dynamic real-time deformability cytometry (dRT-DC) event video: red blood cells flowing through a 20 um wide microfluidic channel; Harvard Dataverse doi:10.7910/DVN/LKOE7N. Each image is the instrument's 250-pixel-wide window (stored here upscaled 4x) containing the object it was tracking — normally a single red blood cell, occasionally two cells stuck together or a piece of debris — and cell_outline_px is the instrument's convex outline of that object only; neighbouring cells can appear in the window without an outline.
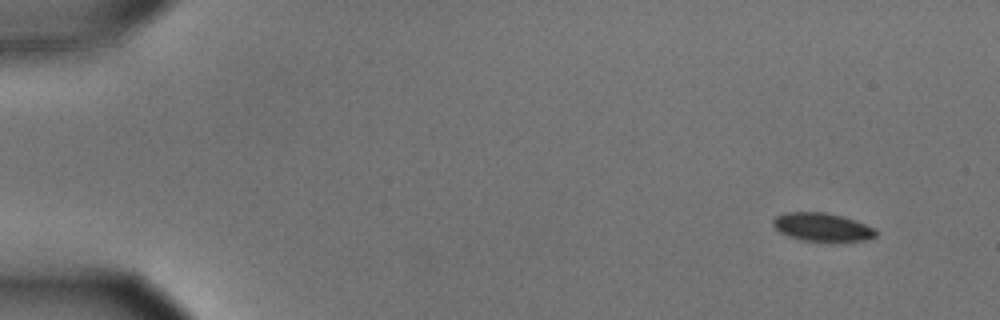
{"species": "common noctule bat (a hibernating species)", "species_latin": "Nyctalus noctula", "temperature_condition": "cold", "stored_images_in_passage": 54, "segment_of_instrument_passage": [1, 2], "camera_frame_rate_fps": 3000, "um_per_image_px": 0.085, "animal": {"sex": "male", "body_mass_g": 15.6}, "frame": {"image": 1, "passage_image": 1, "time_ms": 0.0, "image_size_px": [1000, 320], "cell_outline_px": [[876, 236], [868, 240], [832, 244], [800, 240], [788, 236], [780, 232], [772, 224], [772, 220], [776, 216], [784, 212], [824, 212], [840, 216], [876, 228]], "centroid_in_image_um": [69.9, 19.36], "position_along_channel_um": 15.1, "area_um2": 17.57}}
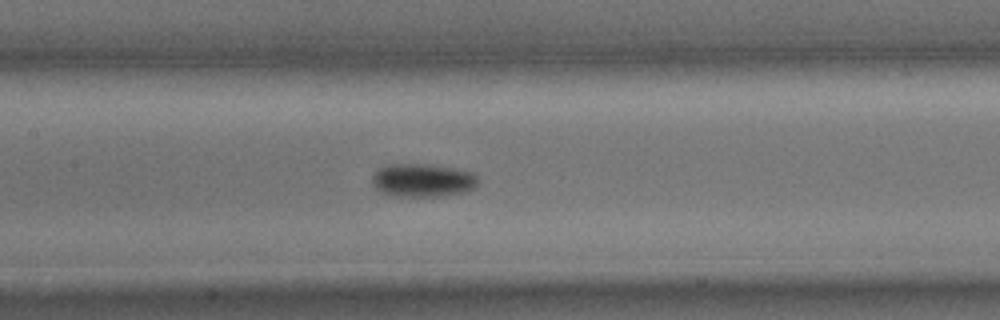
{"frame": {"image": 2, "passage_image": 24, "time_ms": 7.667, "image_size_px": [1000, 320], "cell_outline_px": [[476, 188], [444, 196], [392, 196], [380, 192], [376, 188], [372, 180], [372, 176], [380, 168], [388, 164], [432, 164], [472, 172], [476, 176]], "centroid_in_image_um": [35.9, 15.32], "position_along_channel_um": 171.5, "area_um2": 20.4}}
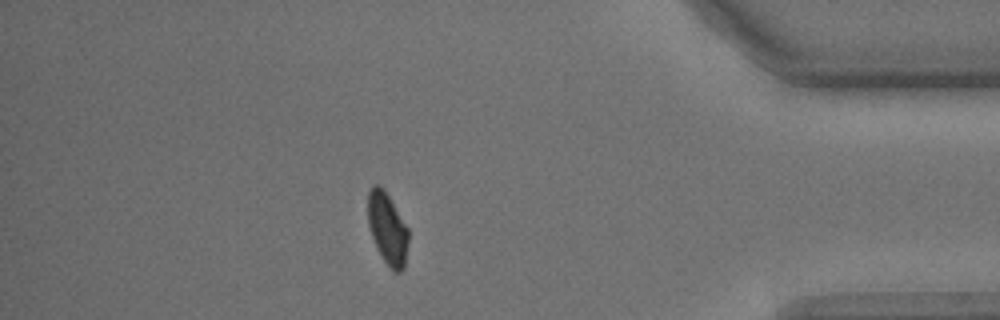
{"frame": {"image": 3, "passage_image": 46, "time_ms": 15.0, "image_size_px": [1000, 320], "cell_outline_px": [[408, 240], [404, 268], [400, 272], [396, 272], [384, 260], [372, 236], [368, 224], [368, 192], [372, 184], [380, 184], [384, 188], [408, 228]], "centroid_in_image_um": [32.93, 19.36], "position_along_channel_um": 402.3, "area_um2": 16.7}}